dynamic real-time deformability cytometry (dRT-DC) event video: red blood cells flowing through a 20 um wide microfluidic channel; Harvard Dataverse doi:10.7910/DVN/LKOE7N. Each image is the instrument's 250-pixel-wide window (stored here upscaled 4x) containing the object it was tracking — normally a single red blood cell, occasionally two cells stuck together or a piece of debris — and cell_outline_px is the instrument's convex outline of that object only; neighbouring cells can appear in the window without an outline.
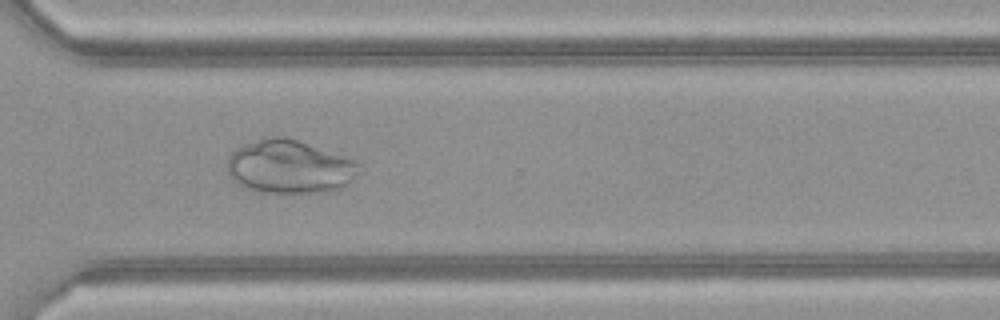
{"species": "common noctule bat (a hibernating species)", "species_latin": "Nyctalus noctula", "temperature_condition": "warm", "stored_images_in_passage": 46, "camera_frame_rate_fps": 3000, "um_per_image_px": 0.085, "animal": {"sex": "female", "body_mass_g": 21.9}, "frame": {"image": 1, "passage_image": 33, "time_ms": 10.667, "image_size_px": [1000, 320], "cell_outline_px": [[360, 172], [348, 184], [340, 188], [328, 192], [256, 192], [244, 188], [236, 184], [232, 180], [228, 172], [228, 156], [236, 148], [244, 144], [264, 136], [284, 136], [356, 160], [360, 164]], "centroid_in_image_um": [24.59, 14.18], "position_along_channel_um": 346.0, "area_um2": 41.33}}